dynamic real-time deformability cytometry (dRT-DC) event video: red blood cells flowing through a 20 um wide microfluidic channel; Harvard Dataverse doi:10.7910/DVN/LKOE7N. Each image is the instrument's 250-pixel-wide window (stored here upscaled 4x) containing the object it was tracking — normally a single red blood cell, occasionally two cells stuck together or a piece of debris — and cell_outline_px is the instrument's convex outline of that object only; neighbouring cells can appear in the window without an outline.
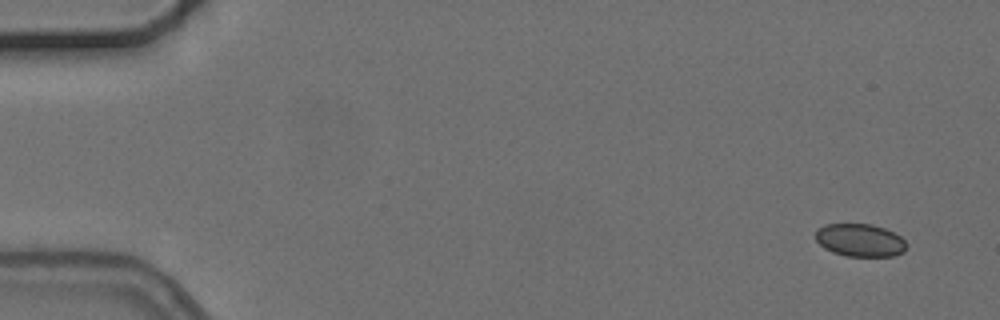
{"species": "common noctule bat (a hibernating species)", "species_latin": "Nyctalus noctula", "temperature_condition": "cold", "stored_images_in_passage": 5, "segment_of_instrument_passage": [1, 2], "camera_frame_rate_fps": 3000, "um_per_image_px": 0.085, "animal": {"sex": "female", "body_mass_g": 24.6, "forearm_length_mm": 56.2}, "frame": {"image": 1, "passage_image": 1, "time_ms": 0.0, "image_size_px": [1000, 320], "cell_outline_px": [[908, 244], [904, 252], [892, 256], [848, 256], [832, 252], [824, 248], [816, 240], [816, 228], [824, 224], [872, 224], [884, 228], [900, 236]], "centroid_in_image_um": [73.09, 20.41], "position_along_channel_um": 11.9, "area_um2": 17.46}}
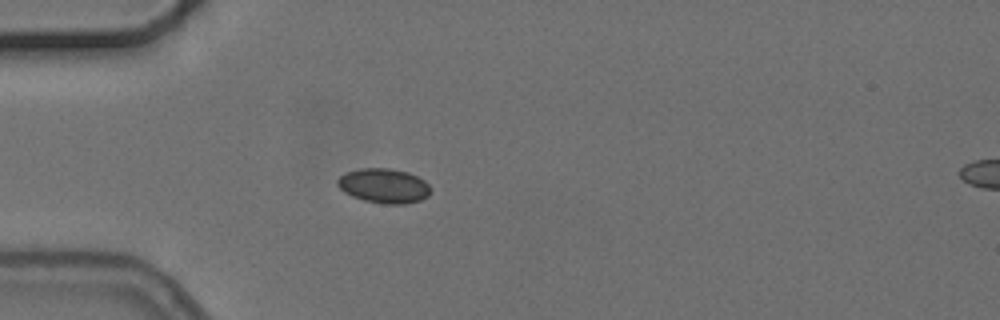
{"frame": {"image": 2, "passage_image": 4, "time_ms": 4.333, "image_size_px": [1000, 320], "cell_outline_px": [[432, 192], [428, 196], [420, 200], [404, 204], [384, 204], [364, 200], [352, 196], [344, 192], [336, 184], [336, 180], [340, 176], [348, 172], [360, 168], [388, 168], [408, 172], [424, 180], [432, 188]], "centroid_in_image_um": [32.65, 15.79], "position_along_channel_um": 52.4, "area_um2": 18.84}}